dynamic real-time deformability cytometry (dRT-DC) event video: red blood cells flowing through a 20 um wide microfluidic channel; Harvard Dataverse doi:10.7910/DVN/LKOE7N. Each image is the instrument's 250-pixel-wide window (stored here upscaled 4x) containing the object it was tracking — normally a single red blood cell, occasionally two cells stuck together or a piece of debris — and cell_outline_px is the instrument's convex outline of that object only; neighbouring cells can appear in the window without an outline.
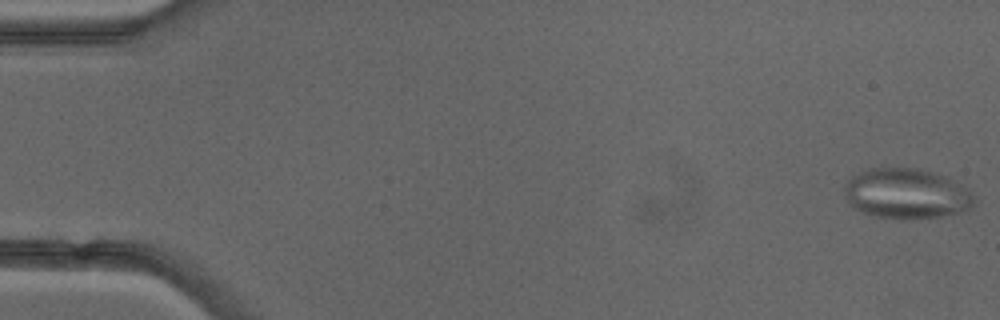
{"species": "common noctule bat (a hibernating species)", "species_latin": "Nyctalus noctula", "temperature_condition": "cold", "stored_images_in_passage": 51, "camera_frame_rate_fps": 3000, "um_per_image_px": 0.085, "animal": {"sex": "female"}, "frame": {"image": 1, "passage_image": 1, "time_ms": 0.0, "image_size_px": [1000, 320], "cell_outline_px": [[976, 204], [972, 208], [964, 212], [940, 216], [908, 220], [904, 220], [872, 216], [852, 208], [848, 204], [844, 196], [844, 184], [852, 176], [868, 168], [916, 168], [948, 176], [968, 188], [976, 196]], "centroid_in_image_um": [77.08, 16.48], "position_along_channel_um": 7.9, "area_um2": 39.02}}
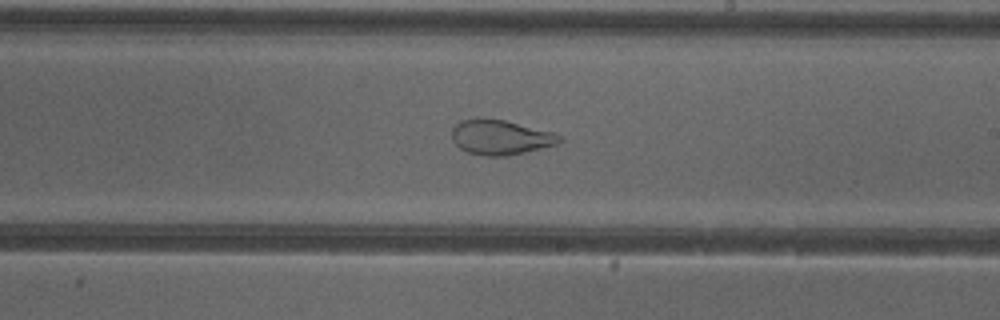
{"frame": {"image": 2, "passage_image": 30, "time_ms": 9.667, "image_size_px": [1000, 320], "cell_outline_px": [[564, 140], [556, 144], [524, 152], [504, 156], [484, 156], [468, 152], [460, 148], [452, 140], [452, 128], [460, 120], [476, 116], [480, 116], [504, 120], [552, 132], [560, 136]], "centroid_in_image_um": [42.48, 11.64], "position_along_channel_um": 246.5, "area_um2": 21.96}}
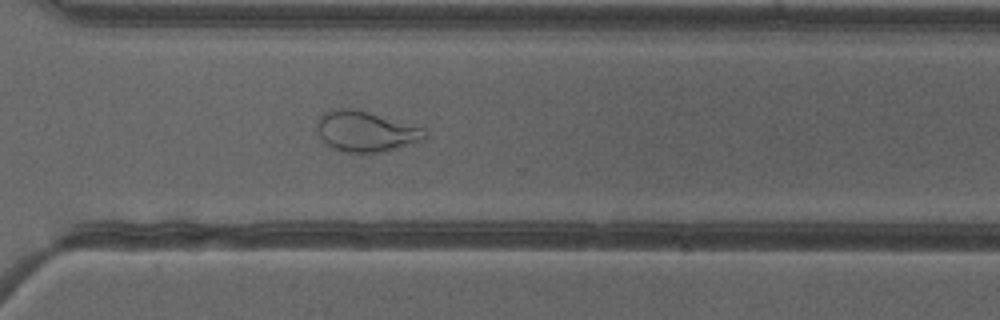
{"frame": {"image": 3, "passage_image": 37, "time_ms": 12.0, "image_size_px": [1000, 320], "cell_outline_px": [[428, 140], [416, 144], [384, 152], [344, 152], [332, 148], [316, 132], [316, 120], [320, 116], [332, 108], [356, 108], [424, 128], [428, 132]], "centroid_in_image_um": [31.15, 11.17], "position_along_channel_um": 339.5, "area_um2": 26.07}}